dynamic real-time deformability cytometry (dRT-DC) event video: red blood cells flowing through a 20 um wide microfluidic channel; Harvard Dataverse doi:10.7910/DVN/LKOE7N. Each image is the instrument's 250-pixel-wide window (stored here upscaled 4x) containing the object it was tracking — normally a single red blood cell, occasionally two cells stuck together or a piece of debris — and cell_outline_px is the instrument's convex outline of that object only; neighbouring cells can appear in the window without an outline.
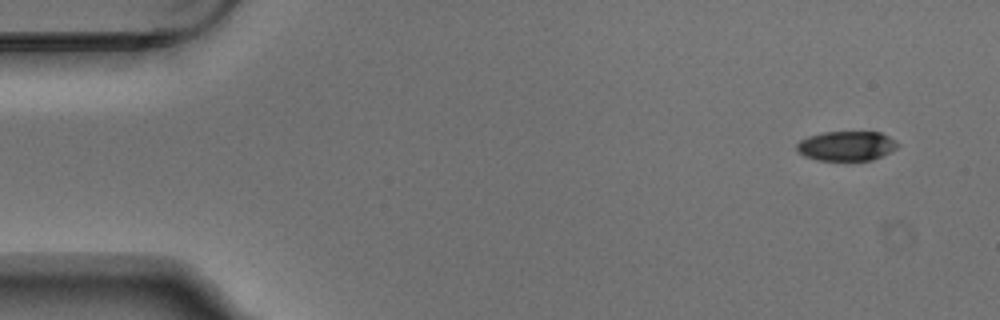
{"species": "Egyptian fruit bat (a non-hibernating species)", "species_latin": "Rousettus aegyptiacus", "temperature_condition": "warm", "stored_images_in_passage": 7, "camera_frame_rate_fps": 3000, "um_per_image_px": 0.085, "animal": {"sex": "male"}, "frame": {"image": 1, "passage_image": 1, "time_ms": 0.0, "image_size_px": [1000, 320], "cell_outline_px": [[900, 144], [896, 148], [872, 160], [816, 160], [804, 156], [796, 148], [796, 144], [800, 140], [808, 136], [824, 132], [880, 132], [888, 136]], "centroid_in_image_um": [71.93, 12.4], "position_along_channel_um": 13.1, "area_um2": 17.28}}
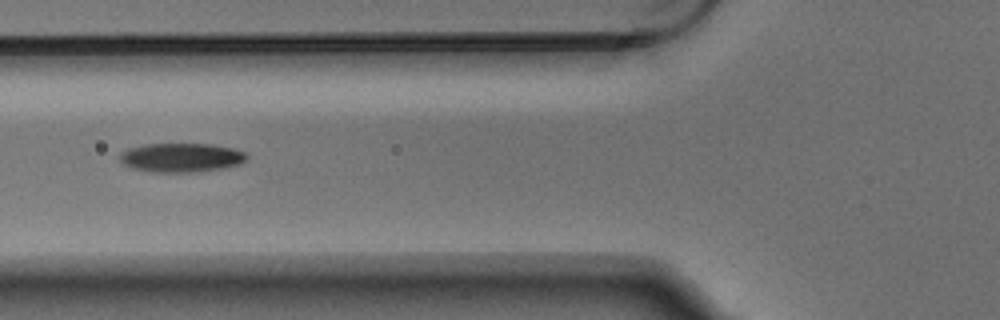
{"frame": {"image": 2, "passage_image": 5, "time_ms": 1.333, "image_size_px": [1000, 320], "cell_outline_px": [[248, 160], [240, 164], [224, 168], [196, 172], [152, 172], [132, 168], [124, 164], [120, 160], [120, 152], [128, 148], [144, 144], [208, 144], [232, 148], [244, 152], [248, 156]], "centroid_in_image_um": [15.41, 13.4], "position_along_channel_um": 110.4, "area_um2": 21.56}}
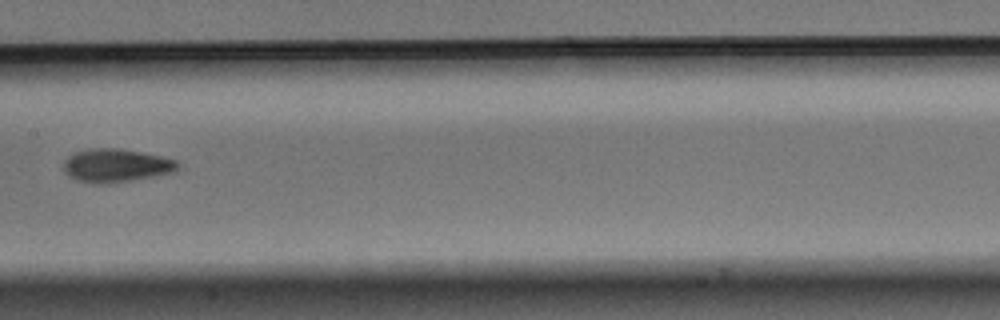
{"frame": {"image": 3, "passage_image": 7, "time_ms": 2.0, "image_size_px": [1000, 320], "cell_outline_px": [[180, 164], [172, 172], [132, 180], [108, 184], [92, 184], [68, 176], [64, 172], [64, 160], [72, 152], [88, 148], [116, 148], [140, 152], [160, 156], [176, 160]], "centroid_in_image_um": [9.8, 14.06], "position_along_channel_um": 197.6, "area_um2": 22.14}}